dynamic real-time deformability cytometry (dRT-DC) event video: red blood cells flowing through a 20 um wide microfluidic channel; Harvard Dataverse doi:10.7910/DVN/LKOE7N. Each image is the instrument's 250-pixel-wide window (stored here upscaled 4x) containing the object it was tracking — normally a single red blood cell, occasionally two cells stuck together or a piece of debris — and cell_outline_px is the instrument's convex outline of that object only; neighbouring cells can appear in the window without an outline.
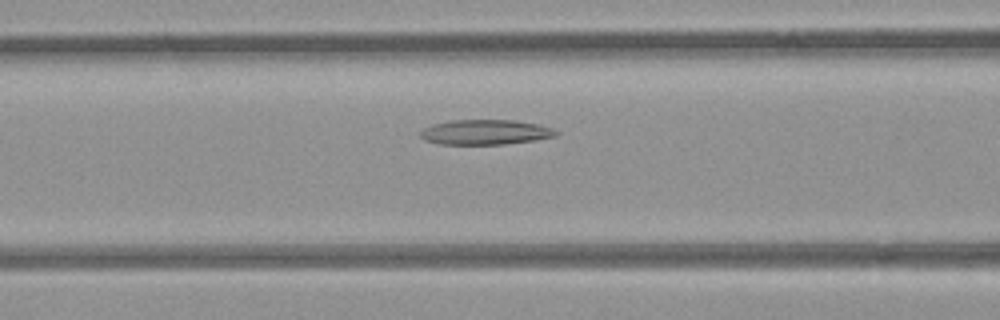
{"species": "common noctule bat (a hibernating species)", "species_latin": "Nyctalus noctula", "temperature_condition": "room temperature", "stored_images_in_passage": 25, "camera_frame_rate_fps": 3000, "um_per_image_px": 0.085, "animal": {"sex": "female", "body_mass_g": 21.9}, "frame": {"image": 1, "passage_image": 11, "time_ms": 3.333, "image_size_px": [1000, 320], "cell_outline_px": [[560, 132], [556, 136], [536, 140], [504, 144], [440, 144], [424, 140], [420, 136], [420, 132], [424, 128], [432, 124], [452, 120], [516, 120], [540, 124], [552, 128]], "centroid_in_image_um": [41.28, 11.23], "position_along_channel_um": 125.3, "area_um2": 19.88}}
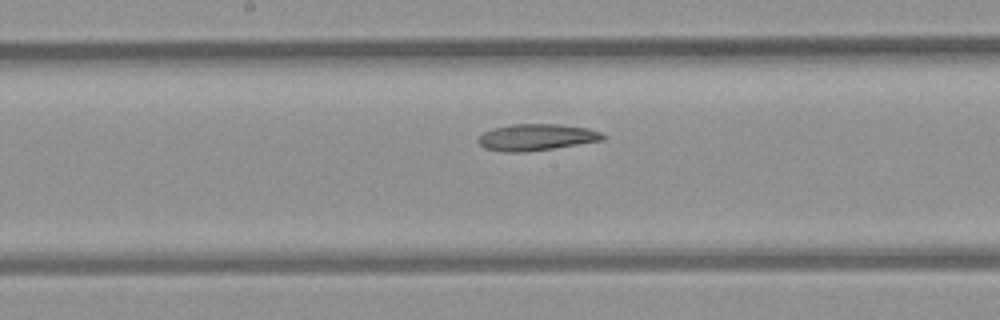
{"frame": {"image": 2, "passage_image": 17, "time_ms": 5.333, "image_size_px": [1000, 320], "cell_outline_px": [[608, 136], [604, 140], [552, 148], [524, 152], [508, 152], [484, 148], [480, 144], [480, 136], [484, 132], [492, 128], [508, 124], [560, 124], [588, 128], [600, 132]], "centroid_in_image_um": [45.63, 11.65], "position_along_channel_um": 202.6, "area_um2": 19.19}}
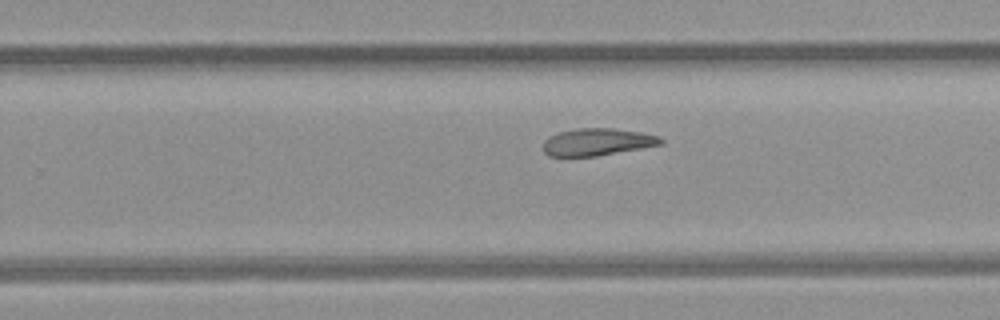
{"frame": {"image": 3, "passage_image": 23, "time_ms": 7.333, "image_size_px": [1000, 320], "cell_outline_px": [[664, 144], [596, 156], [548, 156], [544, 152], [544, 140], [548, 136], [556, 132], [576, 128], [612, 128], [640, 132], [660, 136], [664, 140]], "centroid_in_image_um": [50.76, 12.06], "position_along_channel_um": 279.0, "area_um2": 18.79}}